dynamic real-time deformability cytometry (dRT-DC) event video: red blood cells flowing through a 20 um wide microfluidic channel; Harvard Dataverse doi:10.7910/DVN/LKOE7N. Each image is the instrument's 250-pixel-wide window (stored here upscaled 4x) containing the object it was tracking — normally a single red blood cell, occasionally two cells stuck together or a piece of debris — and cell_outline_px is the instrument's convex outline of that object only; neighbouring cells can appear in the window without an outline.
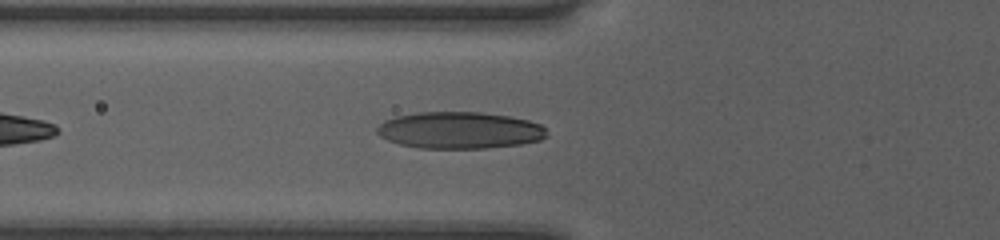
{"species": "human", "species_latin": "Homo sapiens", "temperature_condition": "room temperature", "stored_images_in_passage": 33, "camera_frame_rate_fps": 3000, "um_per_image_px": 0.085, "donor": {"sex": "female"}, "frame": {"image": 1, "passage_image": 5, "time_ms": 1.333, "image_size_px": [1000, 240], "cell_outline_px": [[548, 136], [540, 140], [520, 144], [488, 148], [420, 148], [400, 144], [388, 140], [380, 136], [376, 132], [376, 128], [384, 120], [396, 116], [416, 112], [480, 112], [508, 116], [528, 120], [540, 124], [544, 128]], "centroid_in_image_um": [39.05, 11.07], "position_along_channel_um": 86.8, "area_um2": 36.41}}
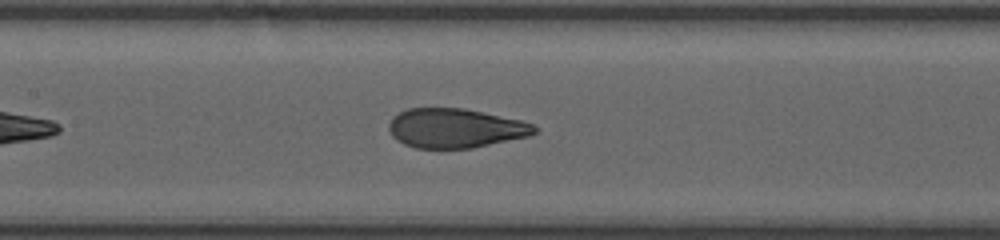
{"frame": {"image": 2, "passage_image": 11, "time_ms": 3.333, "image_size_px": [1000, 240], "cell_outline_px": [[536, 132], [528, 136], [472, 148], [416, 148], [404, 144], [396, 140], [392, 136], [388, 128], [388, 124], [392, 116], [408, 108], [464, 108], [520, 120], [532, 124], [536, 128]], "centroid_in_image_um": [38.65, 10.89], "position_along_channel_um": 168.8, "area_um2": 33.29}}
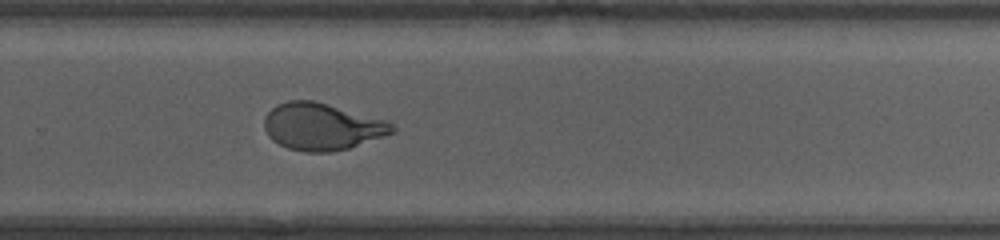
{"frame": {"image": 3, "passage_image": 21, "time_ms": 6.667, "image_size_px": [1000, 240], "cell_outline_px": [[396, 132], [348, 148], [332, 152], [304, 152], [288, 148], [272, 140], [268, 136], [264, 128], [264, 116], [276, 104], [288, 100], [312, 100], [388, 120], [396, 128]], "centroid_in_image_um": [27.36, 10.76], "position_along_channel_um": 302.4, "area_um2": 35.14}, "authors_computed_cell_mechanics": {"area_um2": 35.0268, "velocity_mm_per_s": 4.0315, "shape_relaxation_time_tau1_ms": 5.1245, "shape_relaxation_time_tau2_ms": null, "deformation_change_tau1": 0.2233, "deformation_change_tau2": null}}